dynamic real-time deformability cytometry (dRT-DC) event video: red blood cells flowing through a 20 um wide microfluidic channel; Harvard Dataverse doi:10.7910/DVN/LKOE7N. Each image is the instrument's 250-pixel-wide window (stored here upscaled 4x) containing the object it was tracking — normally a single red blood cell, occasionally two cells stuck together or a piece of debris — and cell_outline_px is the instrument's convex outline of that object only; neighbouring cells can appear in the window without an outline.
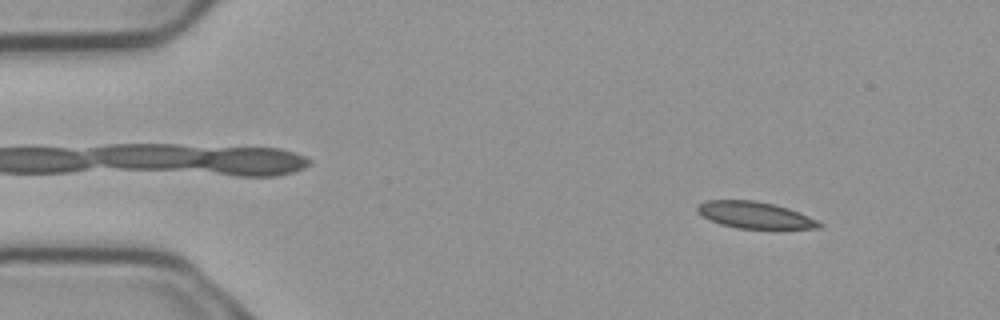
{"species": "common noctule bat (a hibernating species)", "species_latin": "Nyctalus noctula", "temperature_condition": "cold", "stored_images_in_passage": 5, "camera_frame_rate_fps": 3000, "um_per_image_px": 0.085, "animal": {"sex": "male", "body_mass_g": 23.1, "forearm_length_mm": 52.7}, "frame": {"image": 1, "passage_image": 1, "time_ms": 0.0, "image_size_px": [1000, 320], "cell_outline_px": [[824, 224], [820, 228], [736, 228], [720, 224], [704, 216], [696, 208], [704, 200], [752, 200], [772, 204], [788, 208], [800, 212]], "centroid_in_image_um": [64.18, 18.27], "position_along_channel_um": 20.8, "area_um2": 18.55}}
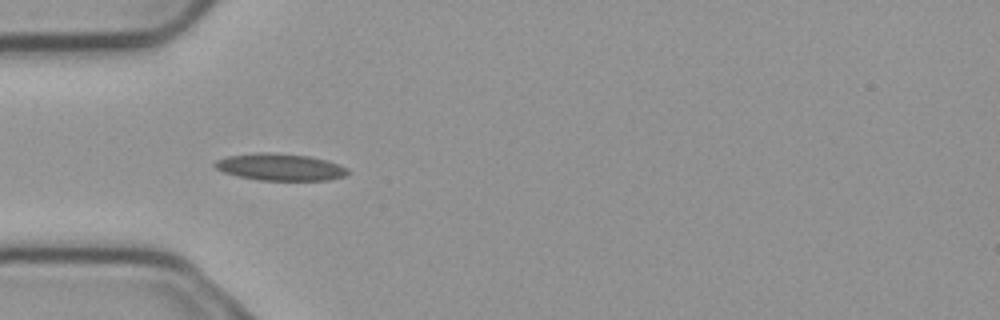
{"frame": {"image": 2, "passage_image": 4, "time_ms": 1.0, "image_size_px": [1000, 320], "cell_outline_px": [[348, 172], [344, 176], [328, 180], [260, 180], [240, 176], [224, 172], [216, 168], [212, 164], [216, 160], [228, 156], [256, 152], [268, 152], [308, 156], [324, 160], [348, 168]], "centroid_in_image_um": [23.77, 14.19], "position_along_channel_um": 61.2, "area_um2": 20.58}}
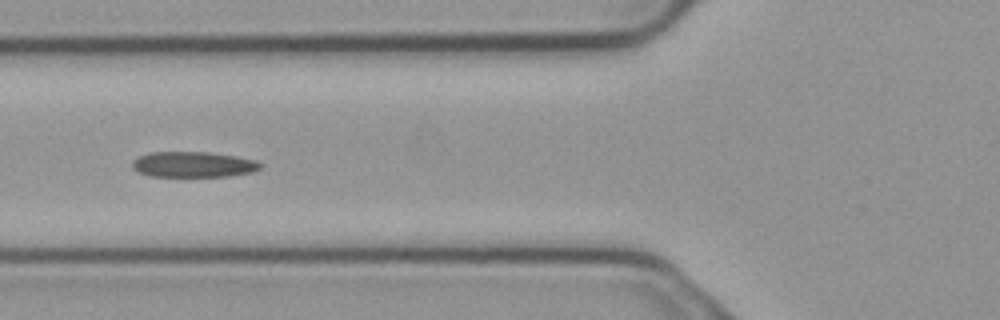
{"frame": {"image": 3, "passage_image": 5, "time_ms": 1.333, "image_size_px": [1000, 320], "cell_outline_px": [[264, 164], [260, 168], [252, 172], [232, 176], [148, 176], [132, 168], [132, 160], [140, 156], [152, 152], [208, 152], [236, 156], [256, 160]], "centroid_in_image_um": [16.46, 13.98], "position_along_channel_um": 109.3, "area_um2": 19.13}}